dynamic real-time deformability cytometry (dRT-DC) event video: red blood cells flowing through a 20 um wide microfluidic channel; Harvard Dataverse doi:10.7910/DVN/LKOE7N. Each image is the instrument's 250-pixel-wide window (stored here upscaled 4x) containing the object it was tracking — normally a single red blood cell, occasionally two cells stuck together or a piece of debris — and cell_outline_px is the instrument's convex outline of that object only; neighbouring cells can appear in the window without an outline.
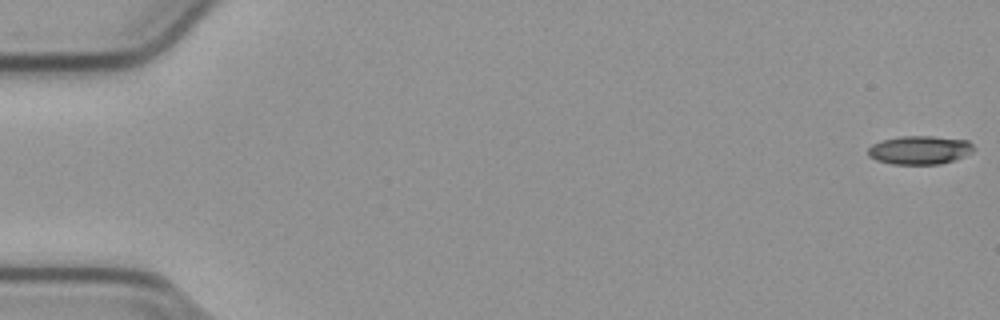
{"species": "common noctule bat (a hibernating species)", "species_latin": "Nyctalus noctula", "temperature_condition": "cold", "stored_images_in_passage": 12, "camera_frame_rate_fps": 3000, "um_per_image_px": 0.085, "animal": {"sex": "male", "body_mass_g": 23.1, "forearm_length_mm": 52.7}, "frame": {"image": 1, "passage_image": 1, "time_ms": 0.0, "image_size_px": [1000, 320], "cell_outline_px": [[972, 152], [964, 156], [940, 164], [892, 164], [876, 160], [868, 156], [868, 148], [872, 144], [880, 140], [900, 136], [932, 136], [968, 140], [972, 144]], "centroid_in_image_um": [78.13, 12.74], "position_along_channel_um": 6.9, "area_um2": 17.57}}